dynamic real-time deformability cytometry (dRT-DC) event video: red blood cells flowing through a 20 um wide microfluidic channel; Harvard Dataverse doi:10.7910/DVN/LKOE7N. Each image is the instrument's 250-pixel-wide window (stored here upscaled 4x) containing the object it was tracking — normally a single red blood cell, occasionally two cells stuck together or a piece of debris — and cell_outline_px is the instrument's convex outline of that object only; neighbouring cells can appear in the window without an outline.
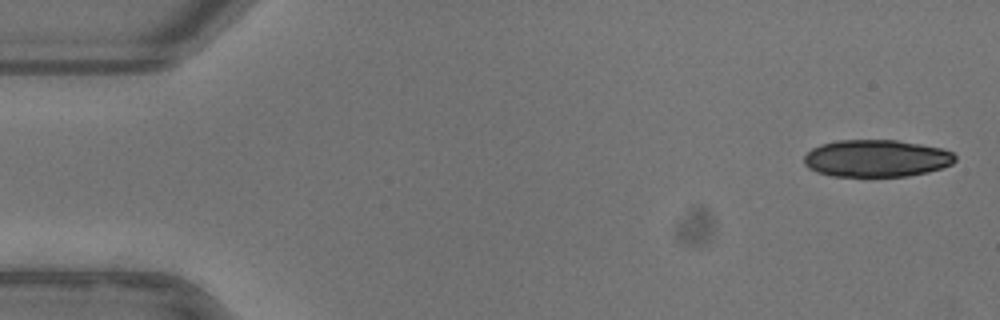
{"species": "common noctule bat (a hibernating species)", "species_latin": "Nyctalus noctula", "temperature_condition": "warm", "stored_images_in_passage": 50, "camera_frame_rate_fps": 3000, "um_per_image_px": 0.085, "animal": {"sex": "female"}, "frame": {"image": 1, "passage_image": 1, "time_ms": 0.0, "image_size_px": [1000, 320], "cell_outline_px": [[956, 160], [952, 164], [928, 172], [908, 176], [832, 176], [816, 172], [808, 168], [804, 164], [804, 156], [812, 148], [820, 144], [836, 140], [896, 140], [920, 144], [940, 148], [952, 152], [956, 156]], "centroid_in_image_um": [74.47, 13.46], "position_along_channel_um": 10.5, "area_um2": 32.83}}